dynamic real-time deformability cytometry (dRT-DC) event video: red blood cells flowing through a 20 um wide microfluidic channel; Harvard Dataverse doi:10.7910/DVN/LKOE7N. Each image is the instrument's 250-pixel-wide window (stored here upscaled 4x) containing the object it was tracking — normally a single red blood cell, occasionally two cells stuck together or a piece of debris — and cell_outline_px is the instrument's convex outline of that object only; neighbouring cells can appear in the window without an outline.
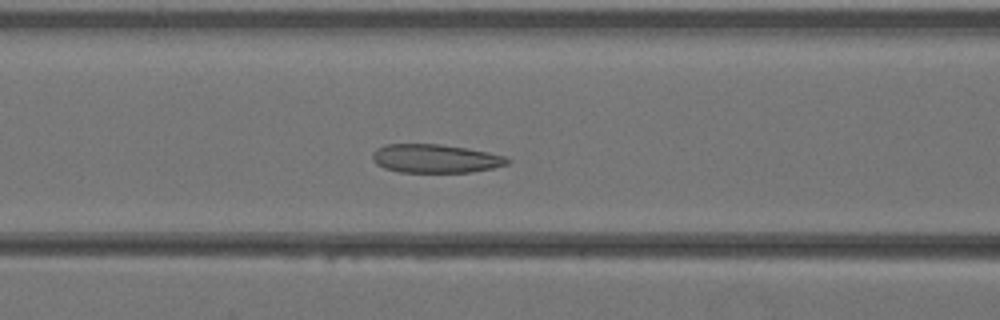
{"species": "Egyptian fruit bat (a non-hibernating species)", "species_latin": "Rousettus aegyptiacus", "temperature_condition": "warm", "stored_images_in_passage": 41, "camera_frame_rate_fps": 3000, "um_per_image_px": 0.085, "animal": {"sex": "female"}, "frame": {"image": 1, "passage_image": 17, "time_ms": 5.333, "image_size_px": [1000, 320], "cell_outline_px": [[512, 160], [508, 164], [492, 168], [472, 172], [400, 172], [384, 168], [376, 164], [372, 160], [372, 152], [376, 148], [384, 144], [440, 144], [468, 148], [488, 152], [504, 156]], "centroid_in_image_um": [36.99, 13.47], "position_along_channel_um": 129.6, "area_um2": 22.66}}
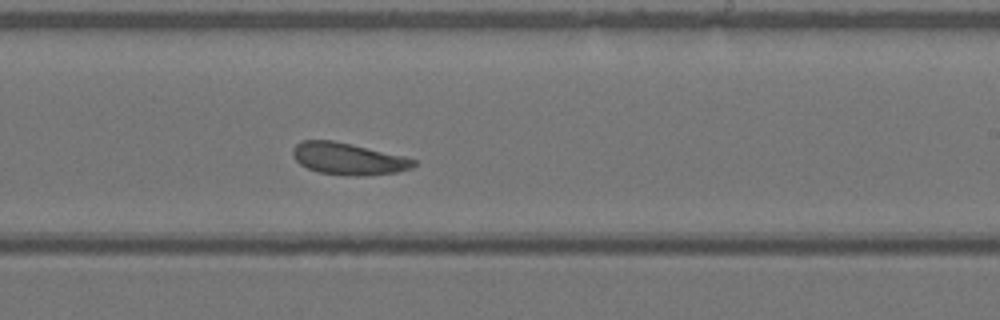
{"frame": {"image": 2, "passage_image": 25, "time_ms": 8.0, "image_size_px": [1000, 320], "cell_outline_px": [[416, 164], [412, 168], [396, 172], [364, 176], [356, 176], [320, 172], [308, 168], [300, 164], [292, 156], [292, 148], [300, 140], [332, 140], [352, 144], [416, 160]], "centroid_in_image_um": [29.55, 13.49], "position_along_channel_um": 259.5, "area_um2": 22.2}}
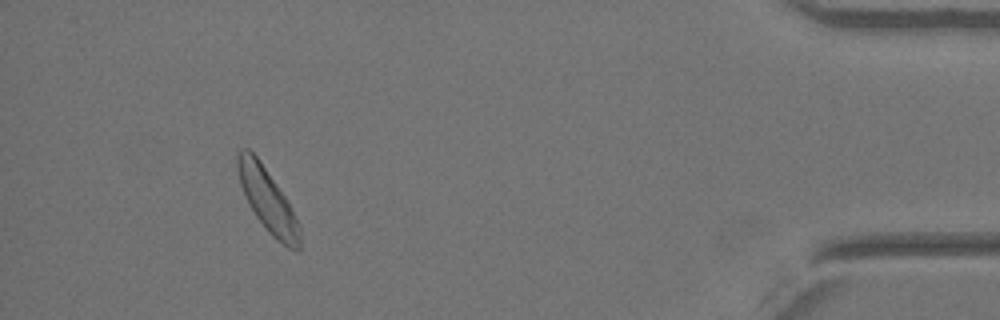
{"frame": {"image": 3, "passage_image": 38, "time_ms": 12.333, "image_size_px": [1000, 320], "cell_outline_px": [[300, 252], [288, 248], [276, 240], [264, 228], [248, 204], [240, 184], [236, 164], [236, 156], [240, 148], [248, 148], [260, 160], [284, 196], [300, 224]], "centroid_in_image_um": [22.73, 17.03], "position_along_channel_um": 412.5, "area_um2": 22.89}}